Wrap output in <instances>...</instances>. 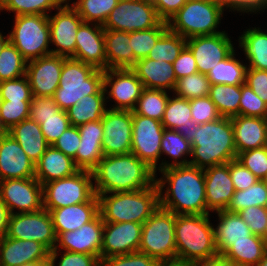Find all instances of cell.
I'll return each mask as SVG.
<instances>
[{
	"mask_svg": "<svg viewBox=\"0 0 267 266\" xmlns=\"http://www.w3.org/2000/svg\"><path fill=\"white\" fill-rule=\"evenodd\" d=\"M160 172L163 178L156 179L155 183L162 208L175 215L207 214L204 169L185 165L169 167ZM166 184L168 187L164 193L162 190Z\"/></svg>",
	"mask_w": 267,
	"mask_h": 266,
	"instance_id": "1",
	"label": "cell"
},
{
	"mask_svg": "<svg viewBox=\"0 0 267 266\" xmlns=\"http://www.w3.org/2000/svg\"><path fill=\"white\" fill-rule=\"evenodd\" d=\"M96 195L132 192L155 184V172L133 153L104 156L91 171Z\"/></svg>",
	"mask_w": 267,
	"mask_h": 266,
	"instance_id": "2",
	"label": "cell"
},
{
	"mask_svg": "<svg viewBox=\"0 0 267 266\" xmlns=\"http://www.w3.org/2000/svg\"><path fill=\"white\" fill-rule=\"evenodd\" d=\"M195 133L196 136L190 141L193 159L189 160V165L206 169L237 158L231 118L220 117L212 122L198 124Z\"/></svg>",
	"mask_w": 267,
	"mask_h": 266,
	"instance_id": "3",
	"label": "cell"
},
{
	"mask_svg": "<svg viewBox=\"0 0 267 266\" xmlns=\"http://www.w3.org/2000/svg\"><path fill=\"white\" fill-rule=\"evenodd\" d=\"M106 194L97 195L99 214L104 222L143 224L160 206V193L156 183L137 191Z\"/></svg>",
	"mask_w": 267,
	"mask_h": 266,
	"instance_id": "4",
	"label": "cell"
},
{
	"mask_svg": "<svg viewBox=\"0 0 267 266\" xmlns=\"http://www.w3.org/2000/svg\"><path fill=\"white\" fill-rule=\"evenodd\" d=\"M209 216L175 215L176 258L198 262L218 255Z\"/></svg>",
	"mask_w": 267,
	"mask_h": 266,
	"instance_id": "5",
	"label": "cell"
},
{
	"mask_svg": "<svg viewBox=\"0 0 267 266\" xmlns=\"http://www.w3.org/2000/svg\"><path fill=\"white\" fill-rule=\"evenodd\" d=\"M107 94L103 88V70L73 58H66L54 100L66 111L86 95Z\"/></svg>",
	"mask_w": 267,
	"mask_h": 266,
	"instance_id": "6",
	"label": "cell"
},
{
	"mask_svg": "<svg viewBox=\"0 0 267 266\" xmlns=\"http://www.w3.org/2000/svg\"><path fill=\"white\" fill-rule=\"evenodd\" d=\"M224 9L223 4L218 2L187 0L167 22L168 29L185 39L221 33L216 28Z\"/></svg>",
	"mask_w": 267,
	"mask_h": 266,
	"instance_id": "7",
	"label": "cell"
},
{
	"mask_svg": "<svg viewBox=\"0 0 267 266\" xmlns=\"http://www.w3.org/2000/svg\"><path fill=\"white\" fill-rule=\"evenodd\" d=\"M175 214L159 208L143 223L139 252L158 261L176 258Z\"/></svg>",
	"mask_w": 267,
	"mask_h": 266,
	"instance_id": "8",
	"label": "cell"
},
{
	"mask_svg": "<svg viewBox=\"0 0 267 266\" xmlns=\"http://www.w3.org/2000/svg\"><path fill=\"white\" fill-rule=\"evenodd\" d=\"M15 25L9 36V41L27 60L37 59L52 54L50 43V28L48 16L28 14L15 16Z\"/></svg>",
	"mask_w": 267,
	"mask_h": 266,
	"instance_id": "9",
	"label": "cell"
},
{
	"mask_svg": "<svg viewBox=\"0 0 267 266\" xmlns=\"http://www.w3.org/2000/svg\"><path fill=\"white\" fill-rule=\"evenodd\" d=\"M91 171L78 170L71 176L43 185V208L47 211L88 202L94 195Z\"/></svg>",
	"mask_w": 267,
	"mask_h": 266,
	"instance_id": "10",
	"label": "cell"
},
{
	"mask_svg": "<svg viewBox=\"0 0 267 266\" xmlns=\"http://www.w3.org/2000/svg\"><path fill=\"white\" fill-rule=\"evenodd\" d=\"M161 21L149 0H119L103 28L130 33L154 28Z\"/></svg>",
	"mask_w": 267,
	"mask_h": 266,
	"instance_id": "11",
	"label": "cell"
},
{
	"mask_svg": "<svg viewBox=\"0 0 267 266\" xmlns=\"http://www.w3.org/2000/svg\"><path fill=\"white\" fill-rule=\"evenodd\" d=\"M7 237L21 240H33L43 244L49 251L56 246L57 236L49 211L42 208L36 212L10 215Z\"/></svg>",
	"mask_w": 267,
	"mask_h": 266,
	"instance_id": "12",
	"label": "cell"
},
{
	"mask_svg": "<svg viewBox=\"0 0 267 266\" xmlns=\"http://www.w3.org/2000/svg\"><path fill=\"white\" fill-rule=\"evenodd\" d=\"M132 123L131 153L145 162L156 174L165 128L161 121L135 114L133 111Z\"/></svg>",
	"mask_w": 267,
	"mask_h": 266,
	"instance_id": "13",
	"label": "cell"
},
{
	"mask_svg": "<svg viewBox=\"0 0 267 266\" xmlns=\"http://www.w3.org/2000/svg\"><path fill=\"white\" fill-rule=\"evenodd\" d=\"M0 197L11 214L36 212L43 208V185L35 178L0 180Z\"/></svg>",
	"mask_w": 267,
	"mask_h": 266,
	"instance_id": "14",
	"label": "cell"
},
{
	"mask_svg": "<svg viewBox=\"0 0 267 266\" xmlns=\"http://www.w3.org/2000/svg\"><path fill=\"white\" fill-rule=\"evenodd\" d=\"M103 88L108 93L106 99L111 97L117 104L110 109L133 111L144 86L131 68H123L104 70Z\"/></svg>",
	"mask_w": 267,
	"mask_h": 266,
	"instance_id": "15",
	"label": "cell"
},
{
	"mask_svg": "<svg viewBox=\"0 0 267 266\" xmlns=\"http://www.w3.org/2000/svg\"><path fill=\"white\" fill-rule=\"evenodd\" d=\"M54 16L48 15L50 28V44L57 46L51 49L53 55L73 58L76 51V34L84 22L77 11L69 5L68 0L57 9Z\"/></svg>",
	"mask_w": 267,
	"mask_h": 266,
	"instance_id": "16",
	"label": "cell"
},
{
	"mask_svg": "<svg viewBox=\"0 0 267 266\" xmlns=\"http://www.w3.org/2000/svg\"><path fill=\"white\" fill-rule=\"evenodd\" d=\"M101 121L104 156L131 153L132 111L107 109Z\"/></svg>",
	"mask_w": 267,
	"mask_h": 266,
	"instance_id": "17",
	"label": "cell"
},
{
	"mask_svg": "<svg viewBox=\"0 0 267 266\" xmlns=\"http://www.w3.org/2000/svg\"><path fill=\"white\" fill-rule=\"evenodd\" d=\"M186 46L193 53L197 70L202 74H207L234 51L232 41L225 31L215 35L188 38Z\"/></svg>",
	"mask_w": 267,
	"mask_h": 266,
	"instance_id": "18",
	"label": "cell"
},
{
	"mask_svg": "<svg viewBox=\"0 0 267 266\" xmlns=\"http://www.w3.org/2000/svg\"><path fill=\"white\" fill-rule=\"evenodd\" d=\"M142 225L136 222H104L100 260L139 250Z\"/></svg>",
	"mask_w": 267,
	"mask_h": 266,
	"instance_id": "19",
	"label": "cell"
},
{
	"mask_svg": "<svg viewBox=\"0 0 267 266\" xmlns=\"http://www.w3.org/2000/svg\"><path fill=\"white\" fill-rule=\"evenodd\" d=\"M65 59L66 57L50 54L27 62L26 76L33 96H54L59 87Z\"/></svg>",
	"mask_w": 267,
	"mask_h": 266,
	"instance_id": "20",
	"label": "cell"
},
{
	"mask_svg": "<svg viewBox=\"0 0 267 266\" xmlns=\"http://www.w3.org/2000/svg\"><path fill=\"white\" fill-rule=\"evenodd\" d=\"M103 230L104 221L98 214L92 221L82 225L79 229L59 234L53 250L61 248L68 252L90 254L100 260Z\"/></svg>",
	"mask_w": 267,
	"mask_h": 266,
	"instance_id": "21",
	"label": "cell"
},
{
	"mask_svg": "<svg viewBox=\"0 0 267 266\" xmlns=\"http://www.w3.org/2000/svg\"><path fill=\"white\" fill-rule=\"evenodd\" d=\"M73 59L92 65L96 69L106 70L104 28L102 25L86 22L80 25L76 34V51Z\"/></svg>",
	"mask_w": 267,
	"mask_h": 266,
	"instance_id": "22",
	"label": "cell"
},
{
	"mask_svg": "<svg viewBox=\"0 0 267 266\" xmlns=\"http://www.w3.org/2000/svg\"><path fill=\"white\" fill-rule=\"evenodd\" d=\"M33 177L35 163L8 132L0 135V180Z\"/></svg>",
	"mask_w": 267,
	"mask_h": 266,
	"instance_id": "23",
	"label": "cell"
},
{
	"mask_svg": "<svg viewBox=\"0 0 267 266\" xmlns=\"http://www.w3.org/2000/svg\"><path fill=\"white\" fill-rule=\"evenodd\" d=\"M207 214L226 210L235 189L229 174V162L204 169Z\"/></svg>",
	"mask_w": 267,
	"mask_h": 266,
	"instance_id": "24",
	"label": "cell"
},
{
	"mask_svg": "<svg viewBox=\"0 0 267 266\" xmlns=\"http://www.w3.org/2000/svg\"><path fill=\"white\" fill-rule=\"evenodd\" d=\"M50 251L41 243L7 237L0 239V266H21L25 263L49 260Z\"/></svg>",
	"mask_w": 267,
	"mask_h": 266,
	"instance_id": "25",
	"label": "cell"
},
{
	"mask_svg": "<svg viewBox=\"0 0 267 266\" xmlns=\"http://www.w3.org/2000/svg\"><path fill=\"white\" fill-rule=\"evenodd\" d=\"M50 214L56 236L75 231L99 214L98 197L95 194L88 202L53 209Z\"/></svg>",
	"mask_w": 267,
	"mask_h": 266,
	"instance_id": "26",
	"label": "cell"
},
{
	"mask_svg": "<svg viewBox=\"0 0 267 266\" xmlns=\"http://www.w3.org/2000/svg\"><path fill=\"white\" fill-rule=\"evenodd\" d=\"M237 155L267 146L265 118L236 115L231 117Z\"/></svg>",
	"mask_w": 267,
	"mask_h": 266,
	"instance_id": "27",
	"label": "cell"
},
{
	"mask_svg": "<svg viewBox=\"0 0 267 266\" xmlns=\"http://www.w3.org/2000/svg\"><path fill=\"white\" fill-rule=\"evenodd\" d=\"M143 83L144 88L174 91L177 79L173 64L143 58L131 68Z\"/></svg>",
	"mask_w": 267,
	"mask_h": 266,
	"instance_id": "28",
	"label": "cell"
},
{
	"mask_svg": "<svg viewBox=\"0 0 267 266\" xmlns=\"http://www.w3.org/2000/svg\"><path fill=\"white\" fill-rule=\"evenodd\" d=\"M78 170L71 157L53 145H49L35 164V178L44 185L50 181L71 176Z\"/></svg>",
	"mask_w": 267,
	"mask_h": 266,
	"instance_id": "29",
	"label": "cell"
},
{
	"mask_svg": "<svg viewBox=\"0 0 267 266\" xmlns=\"http://www.w3.org/2000/svg\"><path fill=\"white\" fill-rule=\"evenodd\" d=\"M219 224L214 228L218 255H223L235 241L249 240L253 233L238 213L217 211Z\"/></svg>",
	"mask_w": 267,
	"mask_h": 266,
	"instance_id": "30",
	"label": "cell"
},
{
	"mask_svg": "<svg viewBox=\"0 0 267 266\" xmlns=\"http://www.w3.org/2000/svg\"><path fill=\"white\" fill-rule=\"evenodd\" d=\"M106 69H123L134 66V52L130 33L104 29Z\"/></svg>",
	"mask_w": 267,
	"mask_h": 266,
	"instance_id": "31",
	"label": "cell"
},
{
	"mask_svg": "<svg viewBox=\"0 0 267 266\" xmlns=\"http://www.w3.org/2000/svg\"><path fill=\"white\" fill-rule=\"evenodd\" d=\"M161 123L165 129L176 130L189 141L196 136L198 124L192 120L190 100L185 98L169 96Z\"/></svg>",
	"mask_w": 267,
	"mask_h": 266,
	"instance_id": "32",
	"label": "cell"
},
{
	"mask_svg": "<svg viewBox=\"0 0 267 266\" xmlns=\"http://www.w3.org/2000/svg\"><path fill=\"white\" fill-rule=\"evenodd\" d=\"M7 132L19 143L35 164L49 146L43 136L41 126L33 119L27 118L14 125Z\"/></svg>",
	"mask_w": 267,
	"mask_h": 266,
	"instance_id": "33",
	"label": "cell"
},
{
	"mask_svg": "<svg viewBox=\"0 0 267 266\" xmlns=\"http://www.w3.org/2000/svg\"><path fill=\"white\" fill-rule=\"evenodd\" d=\"M238 40L249 60L248 68L267 71V33L258 27L250 28Z\"/></svg>",
	"mask_w": 267,
	"mask_h": 266,
	"instance_id": "34",
	"label": "cell"
},
{
	"mask_svg": "<svg viewBox=\"0 0 267 266\" xmlns=\"http://www.w3.org/2000/svg\"><path fill=\"white\" fill-rule=\"evenodd\" d=\"M106 94L86 95L66 110L70 124L79 126L91 121H100L105 114Z\"/></svg>",
	"mask_w": 267,
	"mask_h": 266,
	"instance_id": "35",
	"label": "cell"
},
{
	"mask_svg": "<svg viewBox=\"0 0 267 266\" xmlns=\"http://www.w3.org/2000/svg\"><path fill=\"white\" fill-rule=\"evenodd\" d=\"M266 252L263 238L252 234L249 240L235 241L223 256L239 266H256Z\"/></svg>",
	"mask_w": 267,
	"mask_h": 266,
	"instance_id": "36",
	"label": "cell"
},
{
	"mask_svg": "<svg viewBox=\"0 0 267 266\" xmlns=\"http://www.w3.org/2000/svg\"><path fill=\"white\" fill-rule=\"evenodd\" d=\"M191 149V142L187 140L180 132L171 129H164L161 141V155L164 153L175 160L172 163H168V161H162L157 169L160 171L169 167L189 165V161L182 159L181 157L185 155H191ZM180 158L181 160L179 161L178 159Z\"/></svg>",
	"mask_w": 267,
	"mask_h": 266,
	"instance_id": "37",
	"label": "cell"
},
{
	"mask_svg": "<svg viewBox=\"0 0 267 266\" xmlns=\"http://www.w3.org/2000/svg\"><path fill=\"white\" fill-rule=\"evenodd\" d=\"M235 50L211 68L206 74L210 84L242 85L245 83L247 65L235 57Z\"/></svg>",
	"mask_w": 267,
	"mask_h": 266,
	"instance_id": "38",
	"label": "cell"
},
{
	"mask_svg": "<svg viewBox=\"0 0 267 266\" xmlns=\"http://www.w3.org/2000/svg\"><path fill=\"white\" fill-rule=\"evenodd\" d=\"M208 96L222 117L239 115L241 85L211 84Z\"/></svg>",
	"mask_w": 267,
	"mask_h": 266,
	"instance_id": "39",
	"label": "cell"
},
{
	"mask_svg": "<svg viewBox=\"0 0 267 266\" xmlns=\"http://www.w3.org/2000/svg\"><path fill=\"white\" fill-rule=\"evenodd\" d=\"M168 99L166 90L144 88L133 112L162 121Z\"/></svg>",
	"mask_w": 267,
	"mask_h": 266,
	"instance_id": "40",
	"label": "cell"
},
{
	"mask_svg": "<svg viewBox=\"0 0 267 266\" xmlns=\"http://www.w3.org/2000/svg\"><path fill=\"white\" fill-rule=\"evenodd\" d=\"M250 206L267 207V185L264 180H257L248 189L235 191L226 210L238 213Z\"/></svg>",
	"mask_w": 267,
	"mask_h": 266,
	"instance_id": "41",
	"label": "cell"
},
{
	"mask_svg": "<svg viewBox=\"0 0 267 266\" xmlns=\"http://www.w3.org/2000/svg\"><path fill=\"white\" fill-rule=\"evenodd\" d=\"M187 39L169 29L157 40L146 58L173 64L186 46Z\"/></svg>",
	"mask_w": 267,
	"mask_h": 266,
	"instance_id": "42",
	"label": "cell"
},
{
	"mask_svg": "<svg viewBox=\"0 0 267 266\" xmlns=\"http://www.w3.org/2000/svg\"><path fill=\"white\" fill-rule=\"evenodd\" d=\"M119 0H78L71 6L86 23L102 25Z\"/></svg>",
	"mask_w": 267,
	"mask_h": 266,
	"instance_id": "43",
	"label": "cell"
},
{
	"mask_svg": "<svg viewBox=\"0 0 267 266\" xmlns=\"http://www.w3.org/2000/svg\"><path fill=\"white\" fill-rule=\"evenodd\" d=\"M27 60L9 41L0 54V82L26 75Z\"/></svg>",
	"mask_w": 267,
	"mask_h": 266,
	"instance_id": "44",
	"label": "cell"
},
{
	"mask_svg": "<svg viewBox=\"0 0 267 266\" xmlns=\"http://www.w3.org/2000/svg\"><path fill=\"white\" fill-rule=\"evenodd\" d=\"M168 30V24L161 21L156 27L130 32L131 48L134 52V65L137 60L146 58L157 40Z\"/></svg>",
	"mask_w": 267,
	"mask_h": 266,
	"instance_id": "45",
	"label": "cell"
},
{
	"mask_svg": "<svg viewBox=\"0 0 267 266\" xmlns=\"http://www.w3.org/2000/svg\"><path fill=\"white\" fill-rule=\"evenodd\" d=\"M67 0H0V10L14 12L15 16L40 14L48 16L47 11L58 9Z\"/></svg>",
	"mask_w": 267,
	"mask_h": 266,
	"instance_id": "46",
	"label": "cell"
},
{
	"mask_svg": "<svg viewBox=\"0 0 267 266\" xmlns=\"http://www.w3.org/2000/svg\"><path fill=\"white\" fill-rule=\"evenodd\" d=\"M210 85L207 75L198 72L178 79L173 92L177 97L190 100L208 96Z\"/></svg>",
	"mask_w": 267,
	"mask_h": 266,
	"instance_id": "47",
	"label": "cell"
},
{
	"mask_svg": "<svg viewBox=\"0 0 267 266\" xmlns=\"http://www.w3.org/2000/svg\"><path fill=\"white\" fill-rule=\"evenodd\" d=\"M102 142L89 139L80 140V146L73 158L74 164L79 170L92 171L96 167L104 157Z\"/></svg>",
	"mask_w": 267,
	"mask_h": 266,
	"instance_id": "48",
	"label": "cell"
},
{
	"mask_svg": "<svg viewBox=\"0 0 267 266\" xmlns=\"http://www.w3.org/2000/svg\"><path fill=\"white\" fill-rule=\"evenodd\" d=\"M30 102L31 100H3L0 106V124L6 132L14 125L29 118Z\"/></svg>",
	"mask_w": 267,
	"mask_h": 266,
	"instance_id": "49",
	"label": "cell"
},
{
	"mask_svg": "<svg viewBox=\"0 0 267 266\" xmlns=\"http://www.w3.org/2000/svg\"><path fill=\"white\" fill-rule=\"evenodd\" d=\"M238 160L248 168L259 180H263L267 174V146L250 149L237 155Z\"/></svg>",
	"mask_w": 267,
	"mask_h": 266,
	"instance_id": "50",
	"label": "cell"
},
{
	"mask_svg": "<svg viewBox=\"0 0 267 266\" xmlns=\"http://www.w3.org/2000/svg\"><path fill=\"white\" fill-rule=\"evenodd\" d=\"M239 115L265 118L267 104L247 84L241 85Z\"/></svg>",
	"mask_w": 267,
	"mask_h": 266,
	"instance_id": "51",
	"label": "cell"
},
{
	"mask_svg": "<svg viewBox=\"0 0 267 266\" xmlns=\"http://www.w3.org/2000/svg\"><path fill=\"white\" fill-rule=\"evenodd\" d=\"M0 91L3 100L8 101L32 100L33 97L26 75L0 82Z\"/></svg>",
	"mask_w": 267,
	"mask_h": 266,
	"instance_id": "52",
	"label": "cell"
},
{
	"mask_svg": "<svg viewBox=\"0 0 267 266\" xmlns=\"http://www.w3.org/2000/svg\"><path fill=\"white\" fill-rule=\"evenodd\" d=\"M191 116L196 124L215 121L222 117L209 96L190 99Z\"/></svg>",
	"mask_w": 267,
	"mask_h": 266,
	"instance_id": "53",
	"label": "cell"
},
{
	"mask_svg": "<svg viewBox=\"0 0 267 266\" xmlns=\"http://www.w3.org/2000/svg\"><path fill=\"white\" fill-rule=\"evenodd\" d=\"M29 118L41 125V119L57 116L62 110L54 97L33 96L30 102Z\"/></svg>",
	"mask_w": 267,
	"mask_h": 266,
	"instance_id": "54",
	"label": "cell"
},
{
	"mask_svg": "<svg viewBox=\"0 0 267 266\" xmlns=\"http://www.w3.org/2000/svg\"><path fill=\"white\" fill-rule=\"evenodd\" d=\"M67 112L62 110L57 116L41 119V131L46 142L52 145L70 126Z\"/></svg>",
	"mask_w": 267,
	"mask_h": 266,
	"instance_id": "55",
	"label": "cell"
},
{
	"mask_svg": "<svg viewBox=\"0 0 267 266\" xmlns=\"http://www.w3.org/2000/svg\"><path fill=\"white\" fill-rule=\"evenodd\" d=\"M158 260L142 252L111 256L100 260V266H157Z\"/></svg>",
	"mask_w": 267,
	"mask_h": 266,
	"instance_id": "56",
	"label": "cell"
},
{
	"mask_svg": "<svg viewBox=\"0 0 267 266\" xmlns=\"http://www.w3.org/2000/svg\"><path fill=\"white\" fill-rule=\"evenodd\" d=\"M238 214L254 235L264 236L267 226V207L250 206Z\"/></svg>",
	"mask_w": 267,
	"mask_h": 266,
	"instance_id": "57",
	"label": "cell"
},
{
	"mask_svg": "<svg viewBox=\"0 0 267 266\" xmlns=\"http://www.w3.org/2000/svg\"><path fill=\"white\" fill-rule=\"evenodd\" d=\"M57 252V250L50 251L49 260L51 266H55ZM58 266H100V260L90 254L65 251L60 258Z\"/></svg>",
	"mask_w": 267,
	"mask_h": 266,
	"instance_id": "58",
	"label": "cell"
},
{
	"mask_svg": "<svg viewBox=\"0 0 267 266\" xmlns=\"http://www.w3.org/2000/svg\"><path fill=\"white\" fill-rule=\"evenodd\" d=\"M229 174L235 191L248 189L259 180L248 168L244 167L236 159L229 162Z\"/></svg>",
	"mask_w": 267,
	"mask_h": 266,
	"instance_id": "59",
	"label": "cell"
},
{
	"mask_svg": "<svg viewBox=\"0 0 267 266\" xmlns=\"http://www.w3.org/2000/svg\"><path fill=\"white\" fill-rule=\"evenodd\" d=\"M80 140L78 127L70 125L52 145L73 159L80 146Z\"/></svg>",
	"mask_w": 267,
	"mask_h": 266,
	"instance_id": "60",
	"label": "cell"
},
{
	"mask_svg": "<svg viewBox=\"0 0 267 266\" xmlns=\"http://www.w3.org/2000/svg\"><path fill=\"white\" fill-rule=\"evenodd\" d=\"M245 84L267 104V71L247 68Z\"/></svg>",
	"mask_w": 267,
	"mask_h": 266,
	"instance_id": "61",
	"label": "cell"
},
{
	"mask_svg": "<svg viewBox=\"0 0 267 266\" xmlns=\"http://www.w3.org/2000/svg\"><path fill=\"white\" fill-rule=\"evenodd\" d=\"M173 68L177 80L190 74L198 73L193 53L187 46L183 48L173 62Z\"/></svg>",
	"mask_w": 267,
	"mask_h": 266,
	"instance_id": "62",
	"label": "cell"
},
{
	"mask_svg": "<svg viewBox=\"0 0 267 266\" xmlns=\"http://www.w3.org/2000/svg\"><path fill=\"white\" fill-rule=\"evenodd\" d=\"M156 9L158 17L165 22L187 2V0H149Z\"/></svg>",
	"mask_w": 267,
	"mask_h": 266,
	"instance_id": "63",
	"label": "cell"
},
{
	"mask_svg": "<svg viewBox=\"0 0 267 266\" xmlns=\"http://www.w3.org/2000/svg\"><path fill=\"white\" fill-rule=\"evenodd\" d=\"M224 7L243 13H257L261 9L267 8V0H224Z\"/></svg>",
	"mask_w": 267,
	"mask_h": 266,
	"instance_id": "64",
	"label": "cell"
},
{
	"mask_svg": "<svg viewBox=\"0 0 267 266\" xmlns=\"http://www.w3.org/2000/svg\"><path fill=\"white\" fill-rule=\"evenodd\" d=\"M80 138L96 141H103L102 121H91L78 126Z\"/></svg>",
	"mask_w": 267,
	"mask_h": 266,
	"instance_id": "65",
	"label": "cell"
},
{
	"mask_svg": "<svg viewBox=\"0 0 267 266\" xmlns=\"http://www.w3.org/2000/svg\"><path fill=\"white\" fill-rule=\"evenodd\" d=\"M195 266H239L234 261L225 258L223 255H217L208 260L195 262Z\"/></svg>",
	"mask_w": 267,
	"mask_h": 266,
	"instance_id": "66",
	"label": "cell"
},
{
	"mask_svg": "<svg viewBox=\"0 0 267 266\" xmlns=\"http://www.w3.org/2000/svg\"><path fill=\"white\" fill-rule=\"evenodd\" d=\"M10 215L11 213L7 208V205L0 197V239L3 238L7 233Z\"/></svg>",
	"mask_w": 267,
	"mask_h": 266,
	"instance_id": "67",
	"label": "cell"
},
{
	"mask_svg": "<svg viewBox=\"0 0 267 266\" xmlns=\"http://www.w3.org/2000/svg\"><path fill=\"white\" fill-rule=\"evenodd\" d=\"M157 266H195V262L183 260L180 258H173L167 260H161Z\"/></svg>",
	"mask_w": 267,
	"mask_h": 266,
	"instance_id": "68",
	"label": "cell"
},
{
	"mask_svg": "<svg viewBox=\"0 0 267 266\" xmlns=\"http://www.w3.org/2000/svg\"><path fill=\"white\" fill-rule=\"evenodd\" d=\"M21 266H51V265H50V260H39V261L25 263Z\"/></svg>",
	"mask_w": 267,
	"mask_h": 266,
	"instance_id": "69",
	"label": "cell"
},
{
	"mask_svg": "<svg viewBox=\"0 0 267 266\" xmlns=\"http://www.w3.org/2000/svg\"><path fill=\"white\" fill-rule=\"evenodd\" d=\"M9 42V36H3L0 32V54L4 46Z\"/></svg>",
	"mask_w": 267,
	"mask_h": 266,
	"instance_id": "70",
	"label": "cell"
},
{
	"mask_svg": "<svg viewBox=\"0 0 267 266\" xmlns=\"http://www.w3.org/2000/svg\"><path fill=\"white\" fill-rule=\"evenodd\" d=\"M256 266H267V252Z\"/></svg>",
	"mask_w": 267,
	"mask_h": 266,
	"instance_id": "71",
	"label": "cell"
},
{
	"mask_svg": "<svg viewBox=\"0 0 267 266\" xmlns=\"http://www.w3.org/2000/svg\"><path fill=\"white\" fill-rule=\"evenodd\" d=\"M262 238H263L264 243L266 244V248H267V226H266V231L264 233V236Z\"/></svg>",
	"mask_w": 267,
	"mask_h": 266,
	"instance_id": "72",
	"label": "cell"
},
{
	"mask_svg": "<svg viewBox=\"0 0 267 266\" xmlns=\"http://www.w3.org/2000/svg\"><path fill=\"white\" fill-rule=\"evenodd\" d=\"M206 1H213V2L222 3L224 6V0H206Z\"/></svg>",
	"mask_w": 267,
	"mask_h": 266,
	"instance_id": "73",
	"label": "cell"
},
{
	"mask_svg": "<svg viewBox=\"0 0 267 266\" xmlns=\"http://www.w3.org/2000/svg\"><path fill=\"white\" fill-rule=\"evenodd\" d=\"M6 133V131L3 129V127L1 126V124H0V135H3V134H5Z\"/></svg>",
	"mask_w": 267,
	"mask_h": 266,
	"instance_id": "74",
	"label": "cell"
},
{
	"mask_svg": "<svg viewBox=\"0 0 267 266\" xmlns=\"http://www.w3.org/2000/svg\"><path fill=\"white\" fill-rule=\"evenodd\" d=\"M2 102H3V98H2L1 91H0V106H1Z\"/></svg>",
	"mask_w": 267,
	"mask_h": 266,
	"instance_id": "75",
	"label": "cell"
},
{
	"mask_svg": "<svg viewBox=\"0 0 267 266\" xmlns=\"http://www.w3.org/2000/svg\"><path fill=\"white\" fill-rule=\"evenodd\" d=\"M263 180L266 182L267 185V174L265 175V178Z\"/></svg>",
	"mask_w": 267,
	"mask_h": 266,
	"instance_id": "76",
	"label": "cell"
},
{
	"mask_svg": "<svg viewBox=\"0 0 267 266\" xmlns=\"http://www.w3.org/2000/svg\"><path fill=\"white\" fill-rule=\"evenodd\" d=\"M265 122H266V130H267V115L265 117Z\"/></svg>",
	"mask_w": 267,
	"mask_h": 266,
	"instance_id": "77",
	"label": "cell"
}]
</instances>
